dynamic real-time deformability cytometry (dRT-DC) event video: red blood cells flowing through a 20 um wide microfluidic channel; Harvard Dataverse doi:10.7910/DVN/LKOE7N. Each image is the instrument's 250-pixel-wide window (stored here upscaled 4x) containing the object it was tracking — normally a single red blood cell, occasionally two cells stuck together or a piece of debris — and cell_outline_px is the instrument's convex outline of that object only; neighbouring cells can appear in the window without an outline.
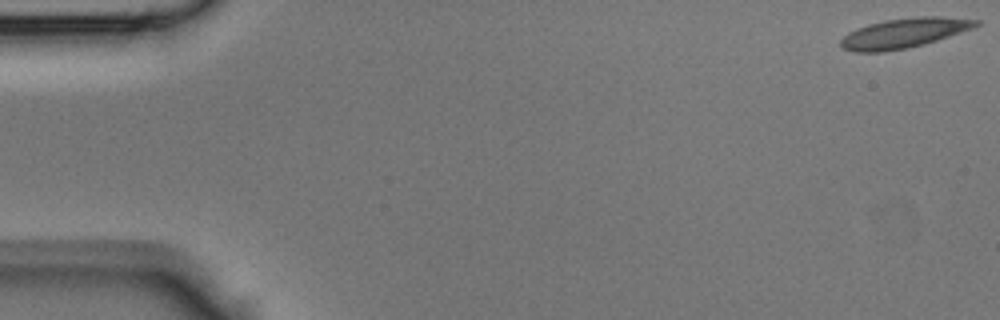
{"species": "Egyptian fruit bat (a non-hibernating species)", "species_latin": "Rousettus aegyptiacus", "temperature_condition": "room temperature", "stored_images_in_passage": 39, "camera_frame_rate_fps": 3000, "um_per_image_px": 0.085, "animal": {"sex": "male"}, "frame": {"image": 1, "passage_image": 1, "time_ms": 0.0, "image_size_px": [1000, 320], "cell_outline_px": [[980, 24], [972, 28], [924, 44], [908, 48], [884, 52], [852, 52], [840, 48], [840, 40], [848, 32], [856, 28], [868, 24], [884, 20], [916, 16], [940, 16], [980, 20]], "centroid_in_image_um": [76.78, 2.81], "position_along_channel_um": 8.2, "area_um2": 23.58}}
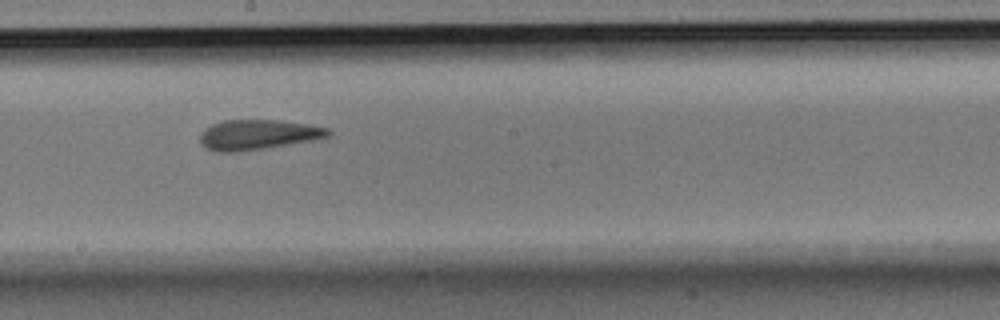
{"frame": {"image": 2, "passage_image": 24, "time_ms": 7.667, "image_size_px": [1000, 320], "cell_outline_px": [[332, 132], [328, 136], [312, 140], [264, 148], [236, 152], [216, 152], [204, 148], [200, 144], [200, 132], [204, 128], [212, 124], [224, 120], [280, 120], [308, 124], [328, 128]], "centroid_in_image_um": [21.86, 11.44], "position_along_channel_um": 226.3, "area_um2": 22.48}}
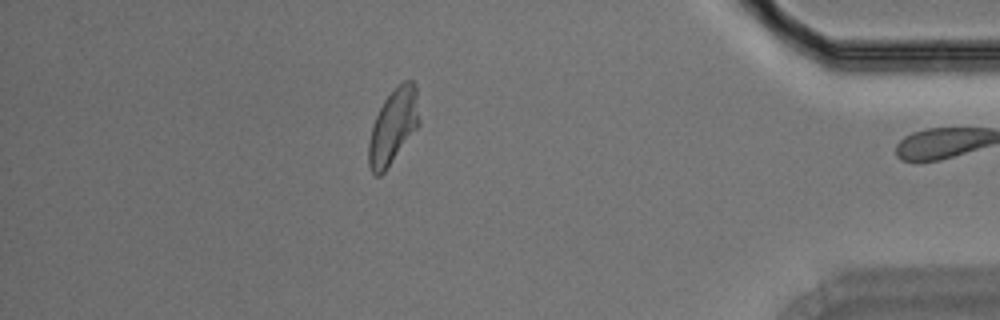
{"frame": {"image": 3, "passage_image": 38, "time_ms": 12.333, "image_size_px": [1000, 320], "cell_outline_px": [[420, 124], [384, 172], [380, 176], [376, 176], [372, 172], [368, 164], [368, 144], [372, 124], [384, 100], [404, 80], [412, 80], [416, 88], [420, 120]], "centroid_in_image_um": [33.42, 10.76], "position_along_channel_um": 401.8, "area_um2": 21.85}}